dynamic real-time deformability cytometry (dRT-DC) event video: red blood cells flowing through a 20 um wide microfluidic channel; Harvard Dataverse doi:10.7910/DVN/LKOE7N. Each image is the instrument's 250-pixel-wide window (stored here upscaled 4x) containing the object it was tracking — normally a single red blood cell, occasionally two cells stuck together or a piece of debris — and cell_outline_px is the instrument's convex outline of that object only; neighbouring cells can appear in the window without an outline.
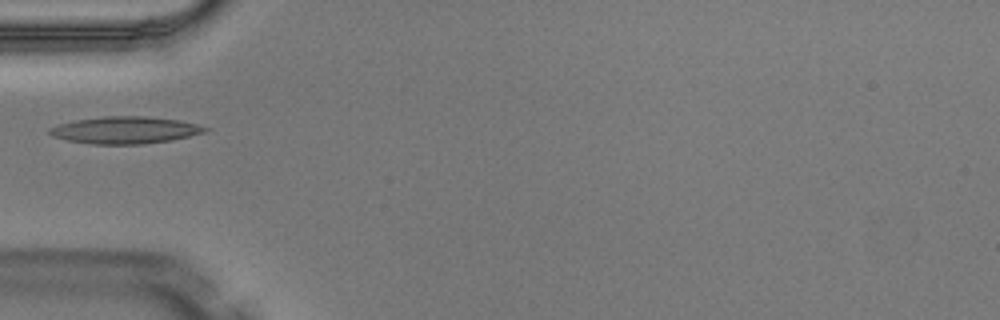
{"species": "Egyptian fruit bat (a non-hibernating species)", "species_latin": "Rousettus aegyptiacus", "temperature_condition": "warm", "stored_images_in_passage": 1, "camera_frame_rate_fps": 3000, "um_per_image_px": 0.085, "animal": {"sex": "male"}, "frame": {"image": 1, "passage_image": 1, "time_ms": 0.0, "image_size_px": [1000, 320], "cell_outline_px": [[212, 128], [204, 132], [172, 140], [144, 144], [92, 144], [64, 140], [52, 136], [48, 132], [48, 128], [60, 124], [76, 120], [104, 116], [144, 116], [176, 120], [196, 124]], "centroid_in_image_um": [10.6, 11.06], "position_along_channel_um": 74.4, "area_um2": 24.45}}